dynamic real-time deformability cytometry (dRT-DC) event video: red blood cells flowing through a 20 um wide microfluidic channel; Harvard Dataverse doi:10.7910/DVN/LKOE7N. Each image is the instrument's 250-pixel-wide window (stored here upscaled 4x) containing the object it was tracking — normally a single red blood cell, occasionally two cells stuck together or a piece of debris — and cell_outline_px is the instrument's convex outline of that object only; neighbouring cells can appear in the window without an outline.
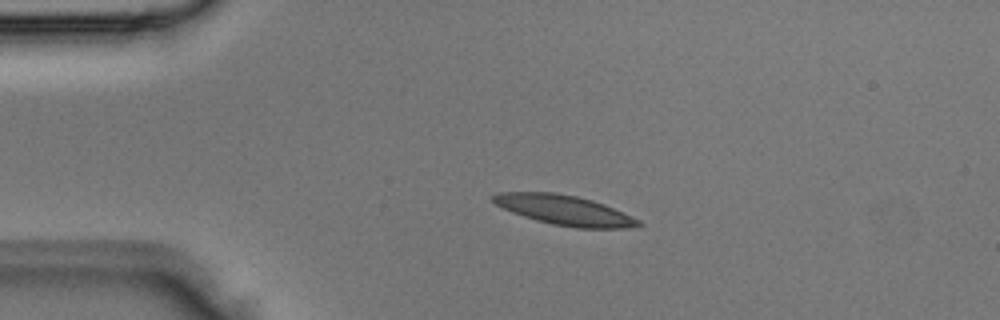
{"species": "Egyptian fruit bat (a non-hibernating species)", "species_latin": "Rousettus aegyptiacus", "temperature_condition": "room temperature", "stored_images_in_passage": 3, "camera_frame_rate_fps": 3000, "um_per_image_px": 0.085, "animal": {"sex": "male"}, "frame": {"image": 1, "passage_image": 2, "time_ms": 0.333, "image_size_px": [1000, 320], "cell_outline_px": [[644, 224], [624, 228], [576, 228], [552, 224], [536, 220], [512, 212], [496, 204], [492, 200], [492, 196], [500, 192], [552, 192], [576, 196], [592, 200], [604, 204], [640, 220]], "centroid_in_image_um": [47.98, 17.86], "position_along_channel_um": 37.0, "area_um2": 24.97}}